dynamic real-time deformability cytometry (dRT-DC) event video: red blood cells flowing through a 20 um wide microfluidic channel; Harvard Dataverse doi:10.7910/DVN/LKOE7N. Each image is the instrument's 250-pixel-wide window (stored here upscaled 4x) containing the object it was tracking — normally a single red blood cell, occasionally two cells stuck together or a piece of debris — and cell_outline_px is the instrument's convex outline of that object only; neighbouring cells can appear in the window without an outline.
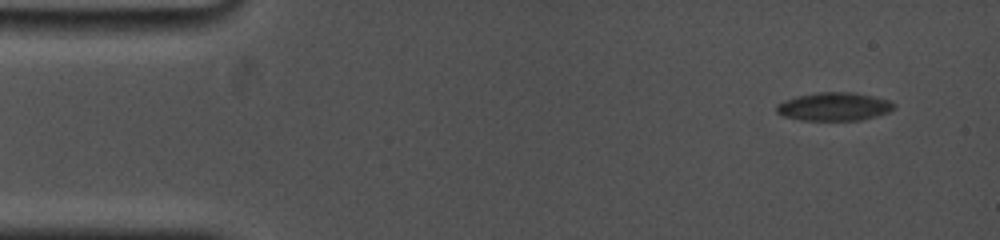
{"species": "common noctule bat (a hibernating species)", "species_latin": "Nyctalus noctula", "temperature_condition": "cold", "stored_images_in_passage": 8, "camera_frame_rate_fps": 5000, "um_per_image_px": 0.085, "animal": {"sex": "female", "body_mass_g": 19.0, "forearm_length_mm": 53.3}, "frame": {"image": 1, "passage_image": 1, "time_ms": 0.0, "image_size_px": [1000, 240], "cell_outline_px": [[896, 108], [888, 112], [876, 116], [860, 120], [800, 120], [784, 116], [776, 112], [776, 104], [784, 100], [796, 96], [820, 92], [852, 92], [872, 96], [888, 100], [896, 104]], "centroid_in_image_um": [70.89, 9.06], "position_along_channel_um": 14.1, "area_um2": 19.36}}
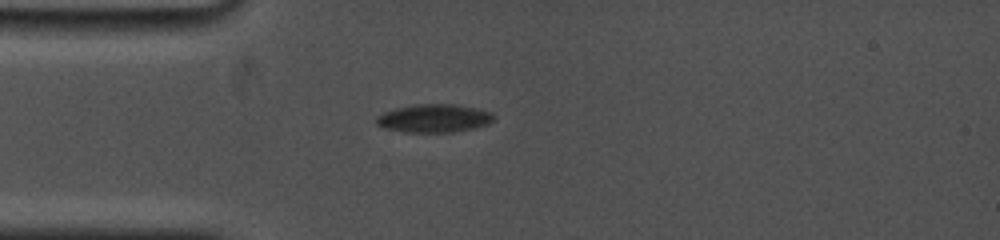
{"frame": {"image": 2, "passage_image": 5, "time_ms": 3.4, "image_size_px": [1000, 240], "cell_outline_px": [[496, 116], [488, 124], [472, 128], [452, 132], [404, 132], [384, 128], [376, 124], [376, 116], [384, 112], [396, 108], [416, 104], [456, 104], [476, 108], [492, 112]], "centroid_in_image_um": [36.88, 10.05], "position_along_channel_um": 48.1, "area_um2": 19.31}}
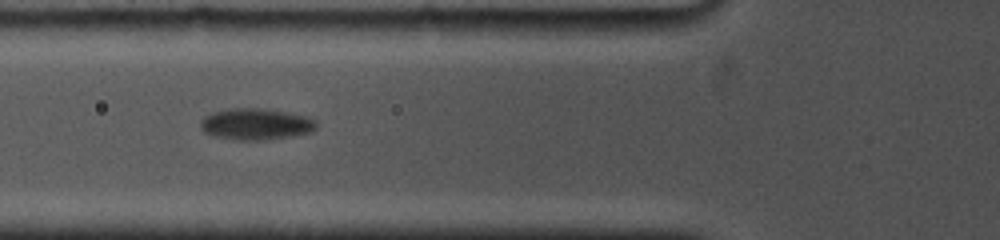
{"frame": {"image": 3, "passage_image": 7, "time_ms": 5.2, "image_size_px": [1000, 240], "cell_outline_px": [[316, 128], [312, 132], [292, 136], [264, 140], [240, 140], [216, 136], [204, 132], [200, 128], [200, 120], [204, 116], [212, 112], [232, 108], [260, 108], [312, 116], [316, 120]], "centroid_in_image_um": [21.78, 10.54], "position_along_channel_um": 104.0, "area_um2": 21.39}}